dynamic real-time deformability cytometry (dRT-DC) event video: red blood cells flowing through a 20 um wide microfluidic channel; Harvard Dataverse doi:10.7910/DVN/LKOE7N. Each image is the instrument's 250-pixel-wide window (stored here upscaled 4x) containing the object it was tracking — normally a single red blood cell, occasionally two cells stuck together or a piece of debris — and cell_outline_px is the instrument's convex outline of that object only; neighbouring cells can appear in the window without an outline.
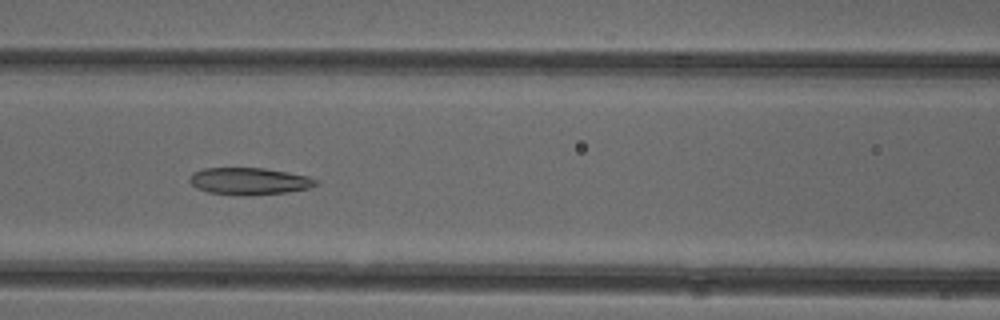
{"species": "common noctule bat (a hibernating species)", "species_latin": "Nyctalus noctula", "temperature_condition": "cold", "stored_images_in_passage": 28, "camera_frame_rate_fps": 3000, "um_per_image_px": 0.085, "animal": {"sex": "female"}, "frame": {"image": 1, "passage_image": 9, "time_ms": 2.667, "image_size_px": [1000, 320], "cell_outline_px": [[320, 180], [312, 188], [288, 192], [236, 196], [208, 192], [196, 188], [188, 180], [188, 176], [192, 172], [204, 168], [264, 168], [288, 172], [308, 176]], "centroid_in_image_um": [21.17, 15.4], "position_along_channel_um": 145.4, "area_um2": 20.17}}
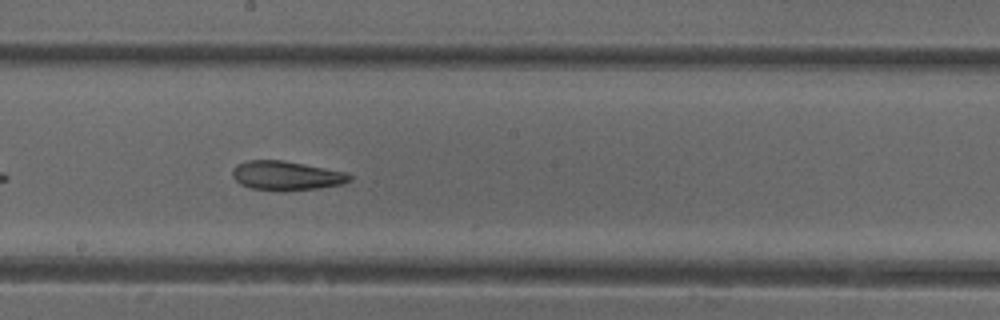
{"frame": {"image": 2, "passage_image": 15, "time_ms": 4.667, "image_size_px": [1000, 320], "cell_outline_px": [[352, 180], [340, 184], [316, 188], [284, 192], [252, 188], [240, 184], [232, 176], [232, 168], [236, 164], [248, 160], [284, 160], [348, 172], [352, 176]], "centroid_in_image_um": [24.33, 14.93], "position_along_channel_um": 223.9, "area_um2": 20.17}}
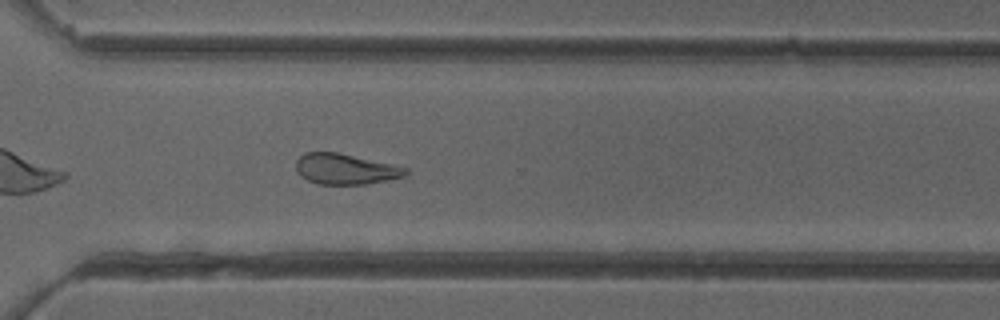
{"frame": {"image": 3, "passage_image": 24, "time_ms": 7.667, "image_size_px": [1000, 320], "cell_outline_px": [[408, 176], [368, 184], [316, 184], [300, 176], [296, 172], [296, 160], [304, 152], [336, 152], [392, 164], [408, 168]], "centroid_in_image_um": [29.36, 14.37], "position_along_channel_um": 341.2, "area_um2": 19.71}, "authors_computed_cell_mechanics": {"area_um2": 19.941, "velocity_mm_per_s": 3.9217, "shape_relaxation_time_tau1_ms": 10.6476, "shape_relaxation_time_tau2_ms": 4.0172, "deformation_change_tau1": 0.2055, "deformation_change_tau2": 0.1219}}